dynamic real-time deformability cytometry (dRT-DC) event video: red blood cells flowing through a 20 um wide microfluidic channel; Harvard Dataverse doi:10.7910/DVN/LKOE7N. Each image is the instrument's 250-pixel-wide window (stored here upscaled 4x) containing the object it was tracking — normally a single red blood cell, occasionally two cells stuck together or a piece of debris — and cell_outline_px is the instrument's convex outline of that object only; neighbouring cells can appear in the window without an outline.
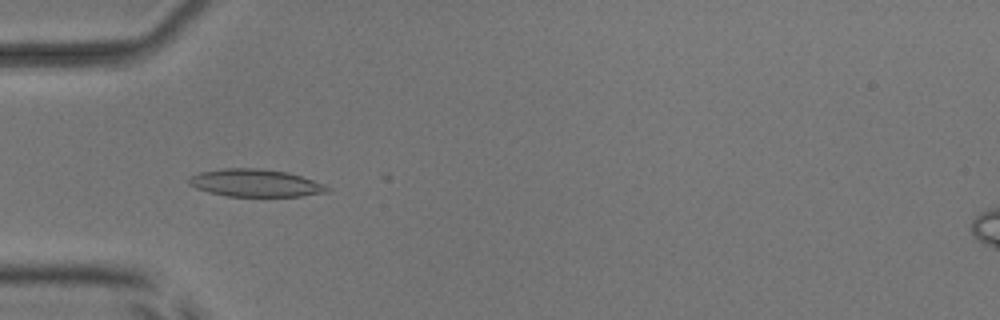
{"species": "common noctule bat (a hibernating species)", "species_latin": "Nyctalus noctula", "temperature_condition": "room temperature", "stored_images_in_passage": 20, "camera_frame_rate_fps": 3000, "um_per_image_px": 0.085, "animal": {"sex": "male", "body_mass_g": 17.9, "forearm_length_mm": 54.2}, "frame": {"image": 1, "passage_image": 16, "time_ms": 5.0, "image_size_px": [1000, 320], "cell_outline_px": [[332, 188], [328, 192], [300, 196], [224, 196], [208, 192], [196, 188], [188, 184], [188, 176], [200, 172], [224, 168], [260, 168], [288, 172], [324, 184]], "centroid_in_image_um": [21.68, 15.55], "position_along_channel_um": 63.3, "area_um2": 22.31}}
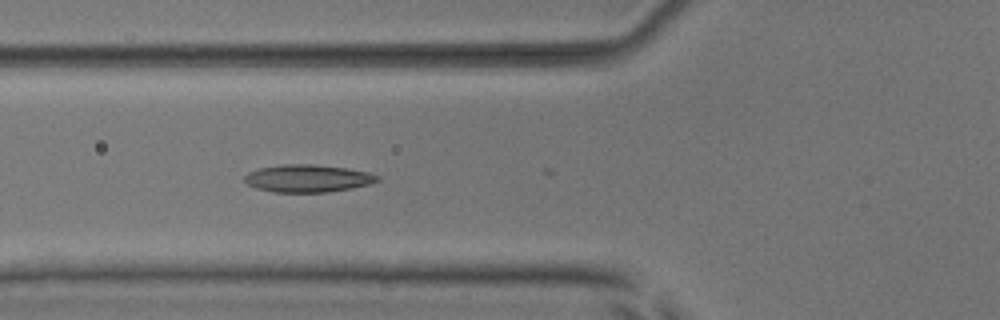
{"frame": {"image": 2, "passage_image": 19, "time_ms": 6.0, "image_size_px": [1000, 320], "cell_outline_px": [[380, 180], [368, 184], [352, 188], [328, 192], [272, 192], [256, 188], [248, 184], [244, 180], [244, 176], [248, 172], [260, 168], [284, 164], [312, 164], [344, 168], [368, 172], [380, 176]], "centroid_in_image_um": [26.15, 15.16], "position_along_channel_um": 99.7, "area_um2": 21.21}}